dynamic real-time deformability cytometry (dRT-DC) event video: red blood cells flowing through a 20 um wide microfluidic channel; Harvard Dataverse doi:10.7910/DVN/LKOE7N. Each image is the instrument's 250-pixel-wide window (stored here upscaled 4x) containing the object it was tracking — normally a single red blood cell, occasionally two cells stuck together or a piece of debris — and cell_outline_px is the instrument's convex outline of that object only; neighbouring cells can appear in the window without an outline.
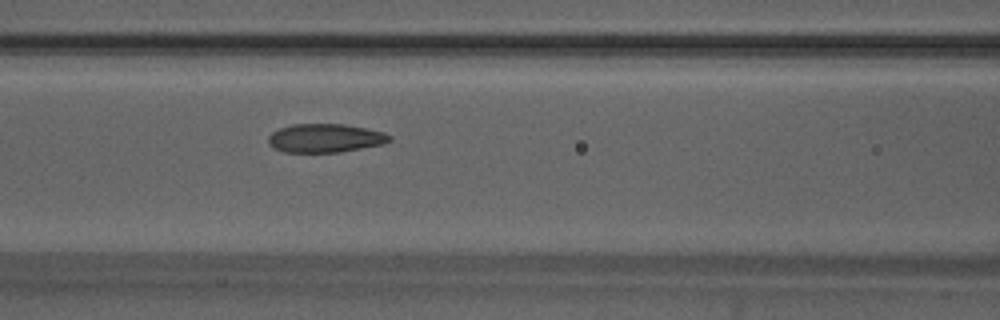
{"species": "Egyptian fruit bat (a non-hibernating species)", "species_latin": "Rousettus aegyptiacus", "temperature_condition": "warm", "stored_images_in_passage": 38, "camera_frame_rate_fps": 3000, "um_per_image_px": 0.085, "animal": {"sex": "male"}, "frame": {"image": 1, "passage_image": 10, "time_ms": 3.0, "image_size_px": [1000, 320], "cell_outline_px": [[392, 140], [380, 144], [340, 152], [284, 152], [272, 148], [268, 144], [268, 136], [272, 132], [280, 128], [292, 124], [344, 124], [384, 132], [392, 136]], "centroid_in_image_um": [27.6, 11.74], "position_along_channel_um": 139.0, "area_um2": 20.17}, "authors_computed_cell_mechanics": {"area_um2": 19.9121, "velocity_mm_per_s": 3.8612, "shape_relaxation_time_tau1_ms": 7.7845, "shape_relaxation_time_tau2_ms": 1.5324, "deformation_change_tau1": 0.1991, "deformation_change_tau2": 0.0788}}